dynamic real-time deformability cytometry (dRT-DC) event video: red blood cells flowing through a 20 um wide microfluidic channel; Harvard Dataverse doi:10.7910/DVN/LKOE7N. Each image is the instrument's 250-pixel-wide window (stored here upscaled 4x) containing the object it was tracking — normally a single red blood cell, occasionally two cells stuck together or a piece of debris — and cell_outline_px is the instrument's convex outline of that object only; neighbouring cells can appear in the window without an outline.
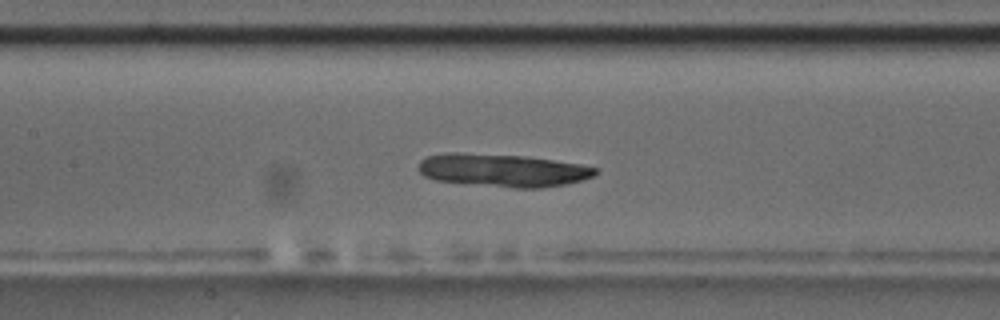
{"species": "common noctule bat (a hibernating species)", "species_latin": "Nyctalus noctula", "temperature_condition": "room temperature", "stored_images_in_passage": 45, "camera_frame_rate_fps": 3000, "um_per_image_px": 0.085, "animal": {"sex": "male", "body_mass_g": 17.5, "forearm_length_mm": 52.3}, "frame": {"image": 1, "passage_image": 14, "time_ms": 4.333, "image_size_px": [1000, 320], "cell_outline_px": [[596, 176], [564, 184], [544, 188], [516, 188], [436, 180], [424, 176], [416, 168], [420, 160], [428, 156], [448, 152], [456, 152], [524, 156], [580, 164], [596, 168]], "centroid_in_image_um": [42.7, 14.47], "position_along_channel_um": 164.7, "area_um2": 33.76}}